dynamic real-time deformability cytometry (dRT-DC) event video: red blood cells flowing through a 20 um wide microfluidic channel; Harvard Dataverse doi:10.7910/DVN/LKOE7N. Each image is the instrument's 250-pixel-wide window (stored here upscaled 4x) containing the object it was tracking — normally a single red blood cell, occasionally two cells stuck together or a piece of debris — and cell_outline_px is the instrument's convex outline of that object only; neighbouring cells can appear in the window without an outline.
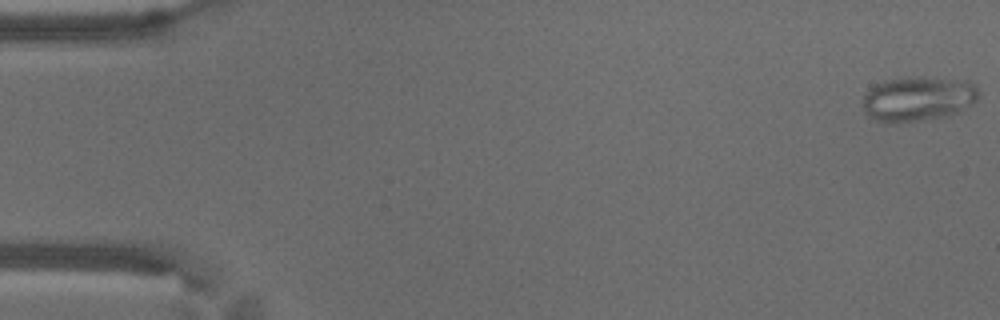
{"species": "common noctule bat (a hibernating species)", "species_latin": "Nyctalus noctula", "temperature_condition": "warm", "stored_images_in_passage": 57, "camera_frame_rate_fps": 3000, "um_per_image_px": 0.085, "animal": {"sex": "male", "body_mass_g": 18.8}, "frame": {"image": 1, "passage_image": 1, "time_ms": 0.0, "image_size_px": [1000, 320], "cell_outline_px": [[980, 96], [976, 100], [960, 112], [948, 116], [896, 124], [884, 124], [868, 116], [864, 112], [864, 92], [868, 88], [884, 80], [920, 76], [972, 80], [980, 92]], "centroid_in_image_um": [78.05, 8.4], "position_along_channel_um": 7.0, "area_um2": 31.1}}
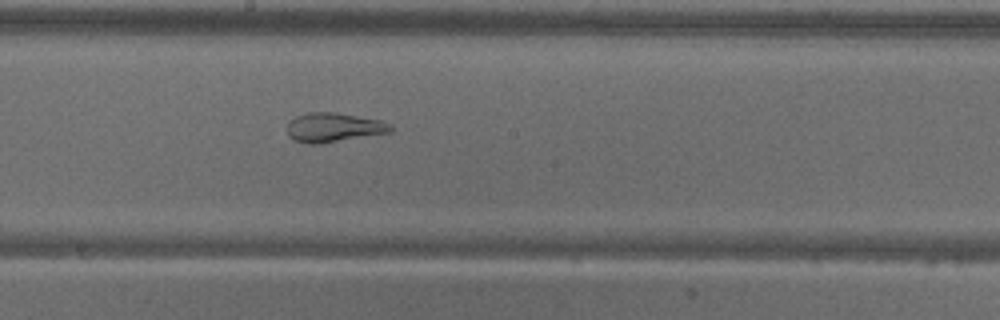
{"frame": {"image": 2, "passage_image": 31, "time_ms": 10.0, "image_size_px": [1000, 320], "cell_outline_px": [[392, 132], [320, 144], [308, 144], [296, 140], [288, 136], [288, 120], [296, 116], [308, 112], [332, 112], [380, 120], [392, 124]], "centroid_in_image_um": [28.35, 10.83], "position_along_channel_um": 219.8, "area_um2": 17.63}}
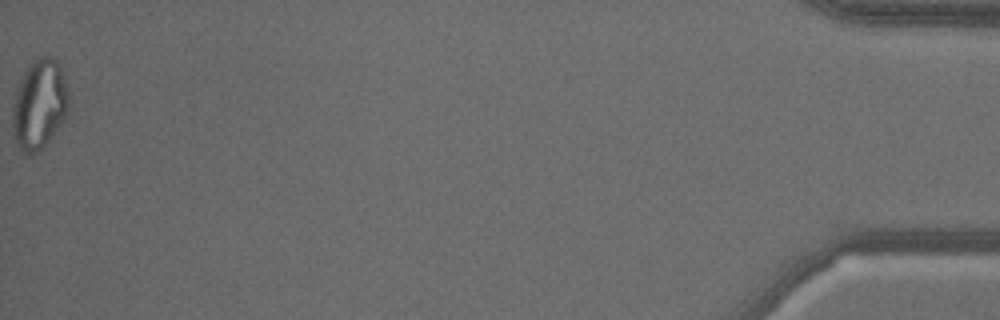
{"frame": {"image": 3, "passage_image": 57, "time_ms": 18.667, "image_size_px": [1000, 320], "cell_outline_px": [[68, 112], [60, 124], [44, 144], [36, 152], [28, 156], [16, 148], [12, 128], [12, 104], [20, 80], [28, 64], [36, 56], [56, 56], [60, 64], [68, 88]], "centroid_in_image_um": [3.32, 8.83], "position_along_channel_um": 431.9, "area_um2": 29.77}, "authors_computed_cell_mechanics": {"area_um2": 24.9118, "velocity_mm_per_s": 3.5824, "shape_relaxation_time_tau1_ms": null, "shape_relaxation_time_tau2_ms": 0.9635, "deformation_change_tau1": null, "deformation_change_tau2": 0.0869}}